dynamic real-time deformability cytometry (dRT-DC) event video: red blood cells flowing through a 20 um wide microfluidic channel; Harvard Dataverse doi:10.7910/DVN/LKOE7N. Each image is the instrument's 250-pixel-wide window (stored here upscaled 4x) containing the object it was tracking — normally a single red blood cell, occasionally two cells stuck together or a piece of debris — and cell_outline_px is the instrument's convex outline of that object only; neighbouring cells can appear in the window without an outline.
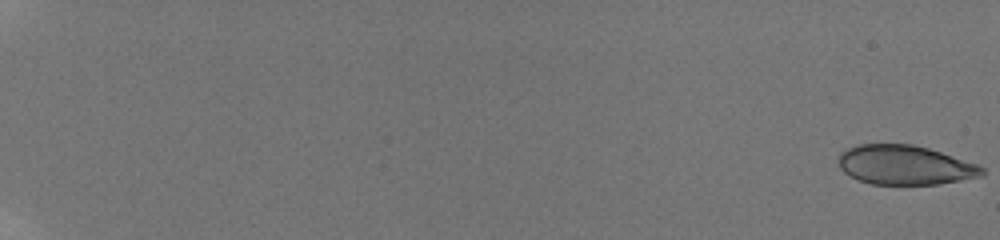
{"species": "human", "species_latin": "Homo sapiens", "temperature_condition": "room temperature", "stored_images_in_passage": 29, "camera_frame_rate_fps": 3000, "um_per_image_px": 0.085, "donor": {"sex": "male"}, "frame": {"image": 1, "passage_image": 1, "time_ms": 0.0, "image_size_px": [1000, 240], "cell_outline_px": [[984, 176], [936, 184], [872, 184], [860, 180], [844, 172], [840, 168], [840, 152], [848, 148], [860, 144], [912, 144], [928, 148], [976, 164], [984, 168]], "centroid_in_image_um": [76.92, 14.02], "position_along_channel_um": 8.1, "area_um2": 32.54}}
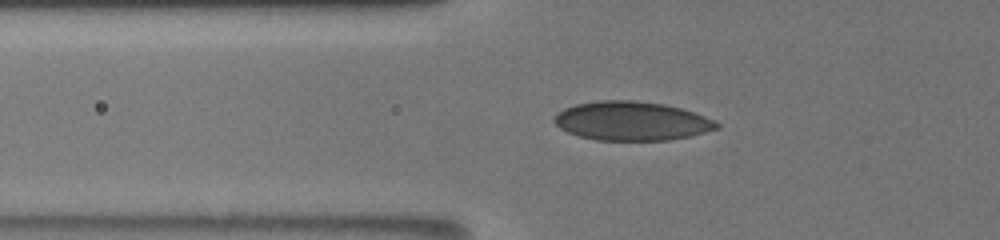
{"frame": {"image": 2, "passage_image": 21, "time_ms": 8.0, "image_size_px": [1000, 240], "cell_outline_px": [[720, 128], [688, 136], [668, 140], [596, 140], [580, 136], [568, 132], [560, 128], [552, 120], [556, 112], [564, 108], [576, 104], [596, 100], [636, 100], [664, 104], [680, 108], [704, 116], [720, 124]], "centroid_in_image_um": [53.64, 10.27], "position_along_channel_um": 72.2, "area_um2": 36.82}}
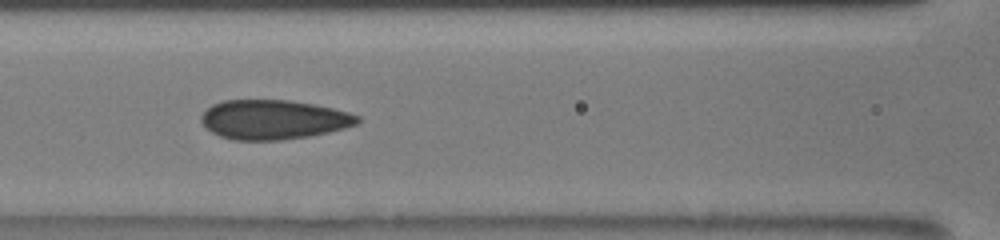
{"frame": {"image": 3, "passage_image": 26, "time_ms": 10.0, "image_size_px": [1000, 240], "cell_outline_px": [[360, 120], [356, 124], [344, 128], [328, 132], [308, 136], [280, 140], [236, 140], [220, 136], [204, 128], [200, 120], [200, 116], [212, 104], [224, 100], [288, 100], [312, 104], [332, 108], [348, 112], [360, 116]], "centroid_in_image_um": [23.21, 10.16], "position_along_channel_um": 143.4, "area_um2": 35.84}}